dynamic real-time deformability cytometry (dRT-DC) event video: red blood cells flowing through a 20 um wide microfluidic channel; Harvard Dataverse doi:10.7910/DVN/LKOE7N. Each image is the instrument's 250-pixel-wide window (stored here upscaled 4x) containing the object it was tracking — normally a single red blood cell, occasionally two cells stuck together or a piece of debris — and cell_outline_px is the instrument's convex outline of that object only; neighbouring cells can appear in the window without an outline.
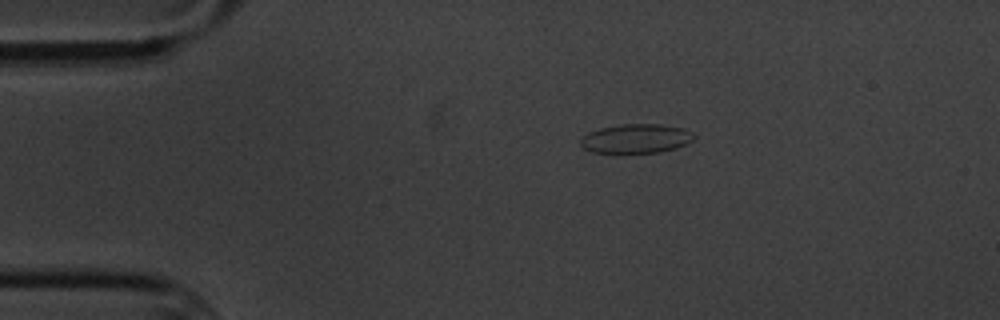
{"species": "common noctule bat (a hibernating species)", "species_latin": "Nyctalus noctula", "temperature_condition": "cold", "stored_images_in_passage": 7, "camera_frame_rate_fps": 3000, "um_per_image_px": 0.085, "animal": {"sex": "male", "body_mass_g": 20.1, "forearm_length_mm": 53.5}, "frame": {"image": 1, "passage_image": 1, "time_ms": 0.0, "image_size_px": [1000, 320], "cell_outline_px": [[696, 136], [692, 140], [676, 148], [660, 152], [592, 152], [584, 148], [580, 144], [580, 140], [588, 132], [600, 128], [620, 124], [660, 124], [680, 128], [692, 132]], "centroid_in_image_um": [54.05, 11.77], "position_along_channel_um": 30.9, "area_um2": 19.02}}
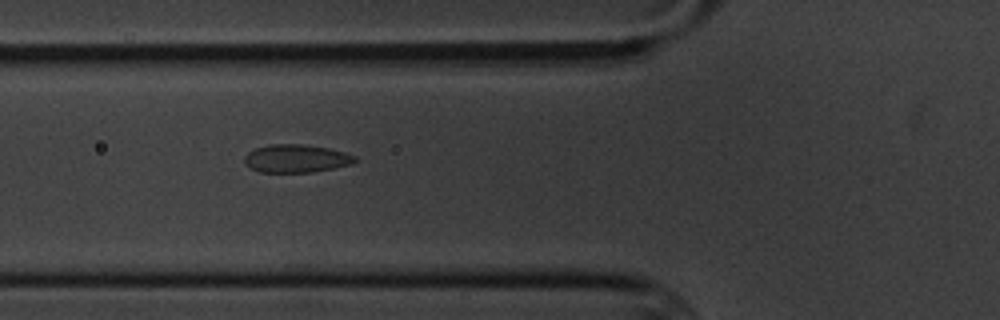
{"frame": {"image": 2, "passage_image": 4, "time_ms": 3.333, "image_size_px": [1000, 320], "cell_outline_px": [[356, 160], [352, 164], [312, 172], [260, 172], [244, 164], [244, 156], [248, 152], [256, 148], [272, 144], [304, 144], [328, 148], [344, 152], [356, 156]], "centroid_in_image_um": [25.16, 13.47], "position_along_channel_um": 100.6, "area_um2": 17.98}}
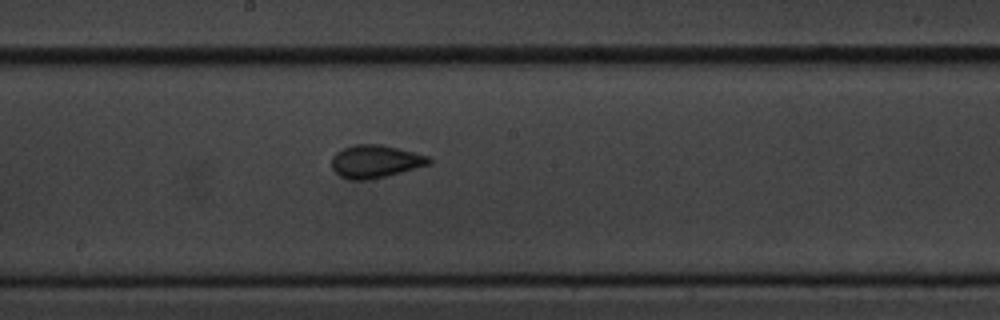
{"frame": {"image": 3, "passage_image": 7, "time_ms": 6.667, "image_size_px": [1000, 320], "cell_outline_px": [[432, 164], [384, 176], [364, 180], [348, 180], [340, 176], [332, 168], [332, 156], [336, 152], [352, 144], [380, 144], [428, 156], [432, 160]], "centroid_in_image_um": [31.88, 13.72], "position_along_channel_um": 216.3, "area_um2": 18.44}}